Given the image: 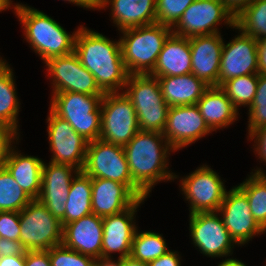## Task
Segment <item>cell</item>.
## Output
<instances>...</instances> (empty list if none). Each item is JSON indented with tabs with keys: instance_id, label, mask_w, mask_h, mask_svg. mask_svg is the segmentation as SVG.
<instances>
[{
	"instance_id": "obj_1",
	"label": "cell",
	"mask_w": 266,
	"mask_h": 266,
	"mask_svg": "<svg viewBox=\"0 0 266 266\" xmlns=\"http://www.w3.org/2000/svg\"><path fill=\"white\" fill-rule=\"evenodd\" d=\"M74 52L81 64L95 77L104 93L123 92L129 73L124 65L120 40L80 25Z\"/></svg>"
},
{
	"instance_id": "obj_2",
	"label": "cell",
	"mask_w": 266,
	"mask_h": 266,
	"mask_svg": "<svg viewBox=\"0 0 266 266\" xmlns=\"http://www.w3.org/2000/svg\"><path fill=\"white\" fill-rule=\"evenodd\" d=\"M123 149L132 180L149 197L157 183L180 178L171 169L168 170V157L175 150L162 133L139 130Z\"/></svg>"
},
{
	"instance_id": "obj_3",
	"label": "cell",
	"mask_w": 266,
	"mask_h": 266,
	"mask_svg": "<svg viewBox=\"0 0 266 266\" xmlns=\"http://www.w3.org/2000/svg\"><path fill=\"white\" fill-rule=\"evenodd\" d=\"M11 9L22 24L24 39L44 62L74 52L78 29L70 34L52 17L27 4Z\"/></svg>"
},
{
	"instance_id": "obj_4",
	"label": "cell",
	"mask_w": 266,
	"mask_h": 266,
	"mask_svg": "<svg viewBox=\"0 0 266 266\" xmlns=\"http://www.w3.org/2000/svg\"><path fill=\"white\" fill-rule=\"evenodd\" d=\"M124 65L129 74H149L155 67L171 27L157 22L119 31Z\"/></svg>"
},
{
	"instance_id": "obj_5",
	"label": "cell",
	"mask_w": 266,
	"mask_h": 266,
	"mask_svg": "<svg viewBox=\"0 0 266 266\" xmlns=\"http://www.w3.org/2000/svg\"><path fill=\"white\" fill-rule=\"evenodd\" d=\"M123 92L134 106L139 130L162 133L169 106L163 99L158 78L150 74H130Z\"/></svg>"
},
{
	"instance_id": "obj_6",
	"label": "cell",
	"mask_w": 266,
	"mask_h": 266,
	"mask_svg": "<svg viewBox=\"0 0 266 266\" xmlns=\"http://www.w3.org/2000/svg\"><path fill=\"white\" fill-rule=\"evenodd\" d=\"M51 95L49 109L66 120L86 140L93 141L100 138L103 96L74 92H60Z\"/></svg>"
},
{
	"instance_id": "obj_7",
	"label": "cell",
	"mask_w": 266,
	"mask_h": 266,
	"mask_svg": "<svg viewBox=\"0 0 266 266\" xmlns=\"http://www.w3.org/2000/svg\"><path fill=\"white\" fill-rule=\"evenodd\" d=\"M82 171L91 178H102L125 184L139 199L148 195L132 180L123 146L101 139L88 142Z\"/></svg>"
},
{
	"instance_id": "obj_8",
	"label": "cell",
	"mask_w": 266,
	"mask_h": 266,
	"mask_svg": "<svg viewBox=\"0 0 266 266\" xmlns=\"http://www.w3.org/2000/svg\"><path fill=\"white\" fill-rule=\"evenodd\" d=\"M19 217L20 243L25 251L49 250L62 244L61 221L38 200H32Z\"/></svg>"
},
{
	"instance_id": "obj_9",
	"label": "cell",
	"mask_w": 266,
	"mask_h": 266,
	"mask_svg": "<svg viewBox=\"0 0 266 266\" xmlns=\"http://www.w3.org/2000/svg\"><path fill=\"white\" fill-rule=\"evenodd\" d=\"M138 131L136 111L125 93H105L101 101V132L99 139L125 146Z\"/></svg>"
},
{
	"instance_id": "obj_10",
	"label": "cell",
	"mask_w": 266,
	"mask_h": 266,
	"mask_svg": "<svg viewBox=\"0 0 266 266\" xmlns=\"http://www.w3.org/2000/svg\"><path fill=\"white\" fill-rule=\"evenodd\" d=\"M197 168L179 180L180 190L190 206L189 214L216 212L227 191L224 180L206 164Z\"/></svg>"
},
{
	"instance_id": "obj_11",
	"label": "cell",
	"mask_w": 266,
	"mask_h": 266,
	"mask_svg": "<svg viewBox=\"0 0 266 266\" xmlns=\"http://www.w3.org/2000/svg\"><path fill=\"white\" fill-rule=\"evenodd\" d=\"M189 232L192 244L207 257L230 258L235 245L239 246L217 211L189 214Z\"/></svg>"
},
{
	"instance_id": "obj_12",
	"label": "cell",
	"mask_w": 266,
	"mask_h": 266,
	"mask_svg": "<svg viewBox=\"0 0 266 266\" xmlns=\"http://www.w3.org/2000/svg\"><path fill=\"white\" fill-rule=\"evenodd\" d=\"M46 71L51 80L52 94L60 92L104 96L95 77L81 64L75 52L48 59Z\"/></svg>"
},
{
	"instance_id": "obj_13",
	"label": "cell",
	"mask_w": 266,
	"mask_h": 266,
	"mask_svg": "<svg viewBox=\"0 0 266 266\" xmlns=\"http://www.w3.org/2000/svg\"><path fill=\"white\" fill-rule=\"evenodd\" d=\"M235 28V19L219 0H195L171 28L173 34L191 38L220 33V24Z\"/></svg>"
},
{
	"instance_id": "obj_14",
	"label": "cell",
	"mask_w": 266,
	"mask_h": 266,
	"mask_svg": "<svg viewBox=\"0 0 266 266\" xmlns=\"http://www.w3.org/2000/svg\"><path fill=\"white\" fill-rule=\"evenodd\" d=\"M46 120L49 148L53 153L50 162L68 164L82 171L89 141L51 109Z\"/></svg>"
},
{
	"instance_id": "obj_15",
	"label": "cell",
	"mask_w": 266,
	"mask_h": 266,
	"mask_svg": "<svg viewBox=\"0 0 266 266\" xmlns=\"http://www.w3.org/2000/svg\"><path fill=\"white\" fill-rule=\"evenodd\" d=\"M234 241L243 246L255 236L266 233L251 214L246 195L236 186L226 191L224 200L217 211Z\"/></svg>"
},
{
	"instance_id": "obj_16",
	"label": "cell",
	"mask_w": 266,
	"mask_h": 266,
	"mask_svg": "<svg viewBox=\"0 0 266 266\" xmlns=\"http://www.w3.org/2000/svg\"><path fill=\"white\" fill-rule=\"evenodd\" d=\"M212 132L201 115L199 107L186 105L169 107L162 134L170 146L178 151Z\"/></svg>"
},
{
	"instance_id": "obj_17",
	"label": "cell",
	"mask_w": 266,
	"mask_h": 266,
	"mask_svg": "<svg viewBox=\"0 0 266 266\" xmlns=\"http://www.w3.org/2000/svg\"><path fill=\"white\" fill-rule=\"evenodd\" d=\"M239 33L224 45L218 76V86L231 78L258 74V40Z\"/></svg>"
},
{
	"instance_id": "obj_18",
	"label": "cell",
	"mask_w": 266,
	"mask_h": 266,
	"mask_svg": "<svg viewBox=\"0 0 266 266\" xmlns=\"http://www.w3.org/2000/svg\"><path fill=\"white\" fill-rule=\"evenodd\" d=\"M80 170L68 164L45 163L41 191L37 198L60 221L65 216L70 184ZM74 175V176H73Z\"/></svg>"
},
{
	"instance_id": "obj_19",
	"label": "cell",
	"mask_w": 266,
	"mask_h": 266,
	"mask_svg": "<svg viewBox=\"0 0 266 266\" xmlns=\"http://www.w3.org/2000/svg\"><path fill=\"white\" fill-rule=\"evenodd\" d=\"M145 199H138L126 210L103 217L102 255L111 256L119 253V258L130 256L131 245L138 229L136 213Z\"/></svg>"
},
{
	"instance_id": "obj_20",
	"label": "cell",
	"mask_w": 266,
	"mask_h": 266,
	"mask_svg": "<svg viewBox=\"0 0 266 266\" xmlns=\"http://www.w3.org/2000/svg\"><path fill=\"white\" fill-rule=\"evenodd\" d=\"M191 73L205 84L218 86L221 53L224 45L221 33L189 38Z\"/></svg>"
},
{
	"instance_id": "obj_21",
	"label": "cell",
	"mask_w": 266,
	"mask_h": 266,
	"mask_svg": "<svg viewBox=\"0 0 266 266\" xmlns=\"http://www.w3.org/2000/svg\"><path fill=\"white\" fill-rule=\"evenodd\" d=\"M103 218L90 214L63 226L62 244L83 255H102Z\"/></svg>"
},
{
	"instance_id": "obj_22",
	"label": "cell",
	"mask_w": 266,
	"mask_h": 266,
	"mask_svg": "<svg viewBox=\"0 0 266 266\" xmlns=\"http://www.w3.org/2000/svg\"><path fill=\"white\" fill-rule=\"evenodd\" d=\"M92 213L106 217L131 207L139 198L125 185L102 178H91Z\"/></svg>"
},
{
	"instance_id": "obj_23",
	"label": "cell",
	"mask_w": 266,
	"mask_h": 266,
	"mask_svg": "<svg viewBox=\"0 0 266 266\" xmlns=\"http://www.w3.org/2000/svg\"><path fill=\"white\" fill-rule=\"evenodd\" d=\"M108 6L119 31L156 22V0H98L97 10H105Z\"/></svg>"
},
{
	"instance_id": "obj_24",
	"label": "cell",
	"mask_w": 266,
	"mask_h": 266,
	"mask_svg": "<svg viewBox=\"0 0 266 266\" xmlns=\"http://www.w3.org/2000/svg\"><path fill=\"white\" fill-rule=\"evenodd\" d=\"M15 148V145L10 148L4 167L25 193L37 200L41 191L44 162L38 156L23 155Z\"/></svg>"
},
{
	"instance_id": "obj_25",
	"label": "cell",
	"mask_w": 266,
	"mask_h": 266,
	"mask_svg": "<svg viewBox=\"0 0 266 266\" xmlns=\"http://www.w3.org/2000/svg\"><path fill=\"white\" fill-rule=\"evenodd\" d=\"M191 48L189 38L171 34L158 55L153 77L180 76L191 73Z\"/></svg>"
},
{
	"instance_id": "obj_26",
	"label": "cell",
	"mask_w": 266,
	"mask_h": 266,
	"mask_svg": "<svg viewBox=\"0 0 266 266\" xmlns=\"http://www.w3.org/2000/svg\"><path fill=\"white\" fill-rule=\"evenodd\" d=\"M196 105L212 131L228 128L238 120L239 110L220 86L208 87Z\"/></svg>"
},
{
	"instance_id": "obj_27",
	"label": "cell",
	"mask_w": 266,
	"mask_h": 266,
	"mask_svg": "<svg viewBox=\"0 0 266 266\" xmlns=\"http://www.w3.org/2000/svg\"><path fill=\"white\" fill-rule=\"evenodd\" d=\"M163 99L169 107L196 105L209 87L194 74L158 77Z\"/></svg>"
},
{
	"instance_id": "obj_28",
	"label": "cell",
	"mask_w": 266,
	"mask_h": 266,
	"mask_svg": "<svg viewBox=\"0 0 266 266\" xmlns=\"http://www.w3.org/2000/svg\"><path fill=\"white\" fill-rule=\"evenodd\" d=\"M65 216L62 226L92 214V182L91 177L79 171L70 184Z\"/></svg>"
},
{
	"instance_id": "obj_29",
	"label": "cell",
	"mask_w": 266,
	"mask_h": 266,
	"mask_svg": "<svg viewBox=\"0 0 266 266\" xmlns=\"http://www.w3.org/2000/svg\"><path fill=\"white\" fill-rule=\"evenodd\" d=\"M14 79L13 68L11 69L5 59L0 60V122L10 126L18 134L20 129L18 114L20 101L17 96V88Z\"/></svg>"
},
{
	"instance_id": "obj_30",
	"label": "cell",
	"mask_w": 266,
	"mask_h": 266,
	"mask_svg": "<svg viewBox=\"0 0 266 266\" xmlns=\"http://www.w3.org/2000/svg\"><path fill=\"white\" fill-rule=\"evenodd\" d=\"M237 187L246 195L255 221L266 232V172L257 167Z\"/></svg>"
},
{
	"instance_id": "obj_31",
	"label": "cell",
	"mask_w": 266,
	"mask_h": 266,
	"mask_svg": "<svg viewBox=\"0 0 266 266\" xmlns=\"http://www.w3.org/2000/svg\"><path fill=\"white\" fill-rule=\"evenodd\" d=\"M163 235L152 231H138L134 235L130 256L149 263L170 251Z\"/></svg>"
},
{
	"instance_id": "obj_32",
	"label": "cell",
	"mask_w": 266,
	"mask_h": 266,
	"mask_svg": "<svg viewBox=\"0 0 266 266\" xmlns=\"http://www.w3.org/2000/svg\"><path fill=\"white\" fill-rule=\"evenodd\" d=\"M235 29L260 40L266 37V0H254L235 19Z\"/></svg>"
},
{
	"instance_id": "obj_33",
	"label": "cell",
	"mask_w": 266,
	"mask_h": 266,
	"mask_svg": "<svg viewBox=\"0 0 266 266\" xmlns=\"http://www.w3.org/2000/svg\"><path fill=\"white\" fill-rule=\"evenodd\" d=\"M32 200L8 170L4 166L0 167V211L20 212Z\"/></svg>"
},
{
	"instance_id": "obj_34",
	"label": "cell",
	"mask_w": 266,
	"mask_h": 266,
	"mask_svg": "<svg viewBox=\"0 0 266 266\" xmlns=\"http://www.w3.org/2000/svg\"><path fill=\"white\" fill-rule=\"evenodd\" d=\"M258 80L259 74H249L231 78L220 87L239 110V107L248 108L251 105L257 91Z\"/></svg>"
},
{
	"instance_id": "obj_35",
	"label": "cell",
	"mask_w": 266,
	"mask_h": 266,
	"mask_svg": "<svg viewBox=\"0 0 266 266\" xmlns=\"http://www.w3.org/2000/svg\"><path fill=\"white\" fill-rule=\"evenodd\" d=\"M248 135L266 126V74H259L255 97L248 107Z\"/></svg>"
},
{
	"instance_id": "obj_36",
	"label": "cell",
	"mask_w": 266,
	"mask_h": 266,
	"mask_svg": "<svg viewBox=\"0 0 266 266\" xmlns=\"http://www.w3.org/2000/svg\"><path fill=\"white\" fill-rule=\"evenodd\" d=\"M195 0H156V22L173 27Z\"/></svg>"
},
{
	"instance_id": "obj_37",
	"label": "cell",
	"mask_w": 266,
	"mask_h": 266,
	"mask_svg": "<svg viewBox=\"0 0 266 266\" xmlns=\"http://www.w3.org/2000/svg\"><path fill=\"white\" fill-rule=\"evenodd\" d=\"M51 266H94L95 258L83 255L63 244L49 249Z\"/></svg>"
},
{
	"instance_id": "obj_38",
	"label": "cell",
	"mask_w": 266,
	"mask_h": 266,
	"mask_svg": "<svg viewBox=\"0 0 266 266\" xmlns=\"http://www.w3.org/2000/svg\"><path fill=\"white\" fill-rule=\"evenodd\" d=\"M0 237L20 241L19 212L0 211Z\"/></svg>"
},
{
	"instance_id": "obj_39",
	"label": "cell",
	"mask_w": 266,
	"mask_h": 266,
	"mask_svg": "<svg viewBox=\"0 0 266 266\" xmlns=\"http://www.w3.org/2000/svg\"><path fill=\"white\" fill-rule=\"evenodd\" d=\"M19 137L20 134L14 129L0 122V167L4 166L8 152L13 144L17 145L19 143Z\"/></svg>"
},
{
	"instance_id": "obj_40",
	"label": "cell",
	"mask_w": 266,
	"mask_h": 266,
	"mask_svg": "<svg viewBox=\"0 0 266 266\" xmlns=\"http://www.w3.org/2000/svg\"><path fill=\"white\" fill-rule=\"evenodd\" d=\"M247 137L248 141L249 139L251 141L254 140L253 150L255 149L254 153L256 152V157H258L261 162L266 163V126L253 131Z\"/></svg>"
},
{
	"instance_id": "obj_41",
	"label": "cell",
	"mask_w": 266,
	"mask_h": 266,
	"mask_svg": "<svg viewBox=\"0 0 266 266\" xmlns=\"http://www.w3.org/2000/svg\"><path fill=\"white\" fill-rule=\"evenodd\" d=\"M25 266H51L49 250L25 251Z\"/></svg>"
},
{
	"instance_id": "obj_42",
	"label": "cell",
	"mask_w": 266,
	"mask_h": 266,
	"mask_svg": "<svg viewBox=\"0 0 266 266\" xmlns=\"http://www.w3.org/2000/svg\"><path fill=\"white\" fill-rule=\"evenodd\" d=\"M11 255H25L20 241L0 237V258Z\"/></svg>"
},
{
	"instance_id": "obj_43",
	"label": "cell",
	"mask_w": 266,
	"mask_h": 266,
	"mask_svg": "<svg viewBox=\"0 0 266 266\" xmlns=\"http://www.w3.org/2000/svg\"><path fill=\"white\" fill-rule=\"evenodd\" d=\"M149 266H181V255L178 251L170 250L157 259L150 261Z\"/></svg>"
},
{
	"instance_id": "obj_44",
	"label": "cell",
	"mask_w": 266,
	"mask_h": 266,
	"mask_svg": "<svg viewBox=\"0 0 266 266\" xmlns=\"http://www.w3.org/2000/svg\"><path fill=\"white\" fill-rule=\"evenodd\" d=\"M225 9L236 19L254 0H219Z\"/></svg>"
},
{
	"instance_id": "obj_45",
	"label": "cell",
	"mask_w": 266,
	"mask_h": 266,
	"mask_svg": "<svg viewBox=\"0 0 266 266\" xmlns=\"http://www.w3.org/2000/svg\"><path fill=\"white\" fill-rule=\"evenodd\" d=\"M258 74H266V37L258 40Z\"/></svg>"
},
{
	"instance_id": "obj_46",
	"label": "cell",
	"mask_w": 266,
	"mask_h": 266,
	"mask_svg": "<svg viewBox=\"0 0 266 266\" xmlns=\"http://www.w3.org/2000/svg\"><path fill=\"white\" fill-rule=\"evenodd\" d=\"M0 266H25V255H11L1 257Z\"/></svg>"
},
{
	"instance_id": "obj_47",
	"label": "cell",
	"mask_w": 266,
	"mask_h": 266,
	"mask_svg": "<svg viewBox=\"0 0 266 266\" xmlns=\"http://www.w3.org/2000/svg\"><path fill=\"white\" fill-rule=\"evenodd\" d=\"M113 256H99L95 258L94 266H122V258H117V260H113Z\"/></svg>"
},
{
	"instance_id": "obj_48",
	"label": "cell",
	"mask_w": 266,
	"mask_h": 266,
	"mask_svg": "<svg viewBox=\"0 0 266 266\" xmlns=\"http://www.w3.org/2000/svg\"><path fill=\"white\" fill-rule=\"evenodd\" d=\"M68 3H73L75 6H79L86 9H98V0H63Z\"/></svg>"
},
{
	"instance_id": "obj_49",
	"label": "cell",
	"mask_w": 266,
	"mask_h": 266,
	"mask_svg": "<svg viewBox=\"0 0 266 266\" xmlns=\"http://www.w3.org/2000/svg\"><path fill=\"white\" fill-rule=\"evenodd\" d=\"M122 266H149L148 263L141 262L140 260L134 259L131 256L122 258Z\"/></svg>"
},
{
	"instance_id": "obj_50",
	"label": "cell",
	"mask_w": 266,
	"mask_h": 266,
	"mask_svg": "<svg viewBox=\"0 0 266 266\" xmlns=\"http://www.w3.org/2000/svg\"><path fill=\"white\" fill-rule=\"evenodd\" d=\"M218 266H247V265L243 263L242 261L236 258L234 259V257H232V258H227L225 260H222V262H220Z\"/></svg>"
},
{
	"instance_id": "obj_51",
	"label": "cell",
	"mask_w": 266,
	"mask_h": 266,
	"mask_svg": "<svg viewBox=\"0 0 266 266\" xmlns=\"http://www.w3.org/2000/svg\"><path fill=\"white\" fill-rule=\"evenodd\" d=\"M0 2L7 8V9H11V7L12 8H14V7H16V6H18V5H20L21 3H12L13 1H11V0H0Z\"/></svg>"
},
{
	"instance_id": "obj_52",
	"label": "cell",
	"mask_w": 266,
	"mask_h": 266,
	"mask_svg": "<svg viewBox=\"0 0 266 266\" xmlns=\"http://www.w3.org/2000/svg\"><path fill=\"white\" fill-rule=\"evenodd\" d=\"M7 10V8L0 2V12Z\"/></svg>"
}]
</instances>
